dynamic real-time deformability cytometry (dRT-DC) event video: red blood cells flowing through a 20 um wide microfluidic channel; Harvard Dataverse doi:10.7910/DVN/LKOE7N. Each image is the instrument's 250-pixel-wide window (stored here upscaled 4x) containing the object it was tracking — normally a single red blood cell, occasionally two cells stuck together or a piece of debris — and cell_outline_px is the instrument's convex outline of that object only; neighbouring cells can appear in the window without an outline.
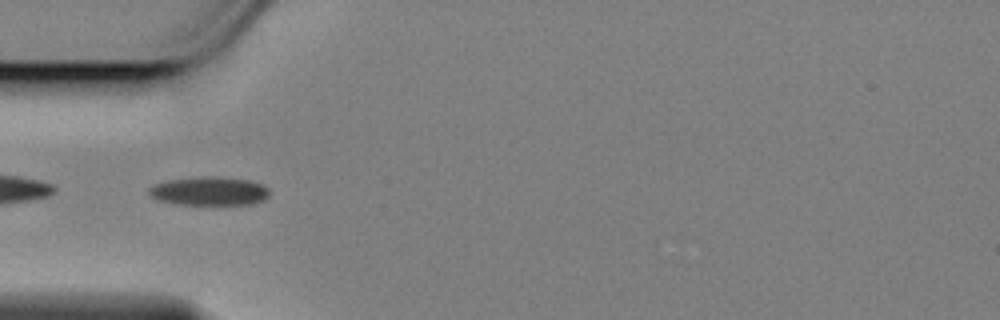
{"species": "Egyptian fruit bat (a non-hibernating species)", "species_latin": "Rousettus aegyptiacus", "temperature_condition": "cold", "stored_images_in_passage": 41, "camera_frame_rate_fps": 3000, "um_per_image_px": 0.085, "animal": {"sex": "female"}, "frame": {"image": 1, "passage_image": 1, "time_ms": 0.0, "image_size_px": [1000, 320], "cell_outline_px": [[268, 196], [264, 200], [252, 204], [176, 204], [156, 200], [148, 192], [148, 188], [152, 184], [168, 180], [200, 176], [220, 176], [248, 180], [260, 184], [268, 188]], "centroid_in_image_um": [17.74, 16.23], "position_along_channel_um": 67.3, "area_um2": 20.23}}
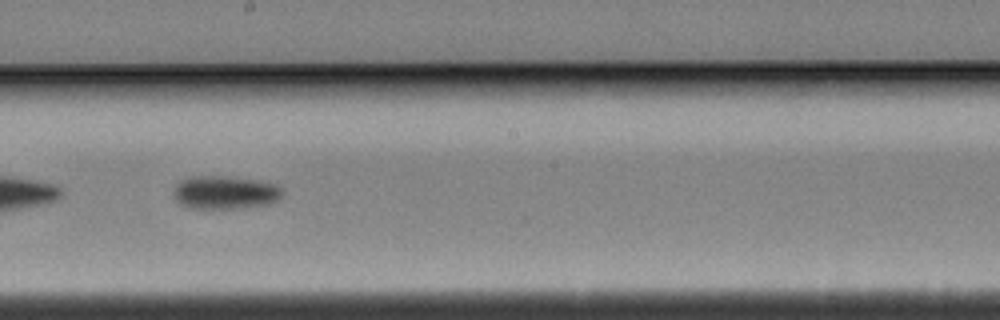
{"frame": {"image": 2, "passage_image": 15, "time_ms": 4.667, "image_size_px": [1000, 320], "cell_outline_px": [[280, 196], [276, 200], [268, 204], [244, 208], [188, 208], [180, 204], [176, 200], [176, 184], [180, 180], [192, 176], [224, 176], [252, 180], [276, 184], [280, 188]], "centroid_in_image_um": [19.09, 16.36], "position_along_channel_um": 229.1, "area_um2": 20.69}}
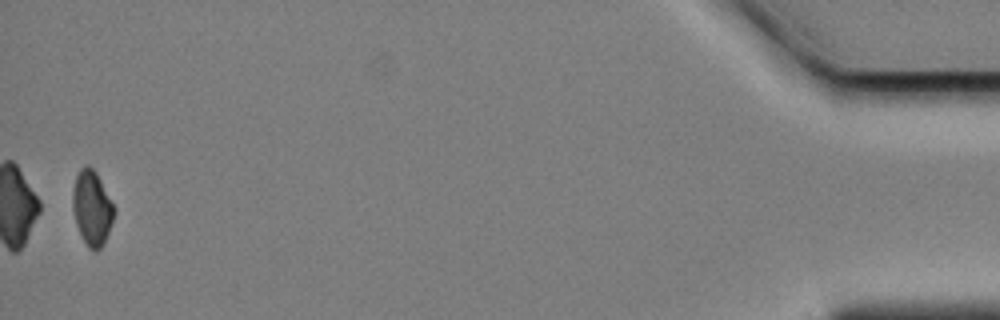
{"frame": {"image": 3, "passage_image": 40, "time_ms": 13.0, "image_size_px": [1000, 320], "cell_outline_px": [[112, 220], [108, 232], [100, 248], [96, 252], [92, 252], [88, 248], [76, 224], [72, 208], [72, 192], [76, 176], [80, 168], [88, 164], [96, 172], [112, 204]], "centroid_in_image_um": [7.76, 17.67], "position_along_channel_um": 427.4, "area_um2": 17.51}, "authors_computed_cell_mechanics": {"area_um2": 19.8254, "velocity_mm_per_s": 3.4551, "shape_relaxation_time_tau1_ms": 3.357, "shape_relaxation_time_tau2_ms": null, "deformation_change_tau1": 0.092, "deformation_change_tau2": null}}